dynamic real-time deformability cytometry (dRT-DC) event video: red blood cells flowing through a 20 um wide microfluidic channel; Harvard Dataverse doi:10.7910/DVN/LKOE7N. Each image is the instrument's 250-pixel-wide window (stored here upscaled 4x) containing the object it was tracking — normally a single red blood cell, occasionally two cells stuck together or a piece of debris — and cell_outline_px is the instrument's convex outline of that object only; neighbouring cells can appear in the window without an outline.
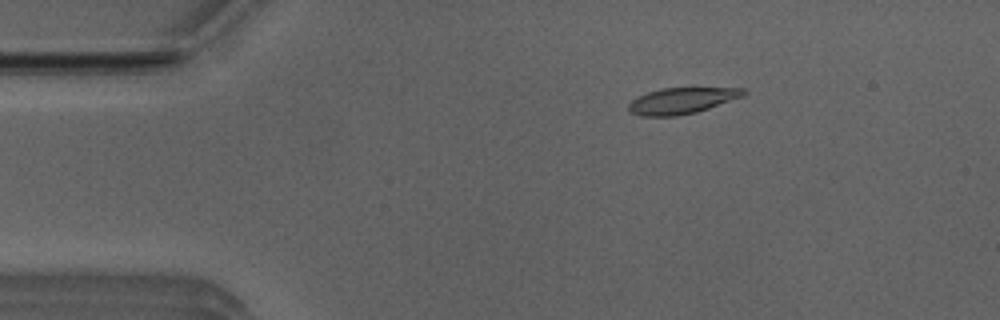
{"species": "Egyptian fruit bat (a non-hibernating species)", "species_latin": "Rousettus aegyptiacus", "temperature_condition": "room temperature", "stored_images_in_passage": 52, "camera_frame_rate_fps": 3000, "um_per_image_px": 0.085, "animal": {"sex": "male"}, "frame": {"image": 1, "passage_image": 9, "time_ms": 2.667, "image_size_px": [1000, 320], "cell_outline_px": [[748, 92], [744, 96], [696, 112], [676, 116], [640, 116], [628, 112], [628, 104], [636, 96], [660, 88], [744, 88]], "centroid_in_image_um": [57.92, 8.56], "position_along_channel_um": 27.1, "area_um2": 17.57}}
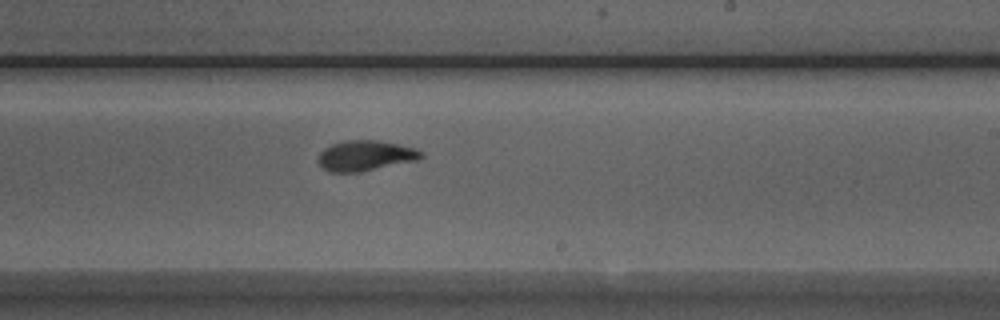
{"frame": {"image": 2, "passage_image": 31, "time_ms": 10.0, "image_size_px": [1000, 320], "cell_outline_px": [[424, 156], [416, 160], [360, 172], [328, 172], [320, 168], [316, 160], [320, 152], [324, 148], [332, 144], [348, 140], [376, 140], [416, 148], [424, 152]], "centroid_in_image_um": [31.01, 13.24], "position_along_channel_um": 258.0, "area_um2": 18.32}}
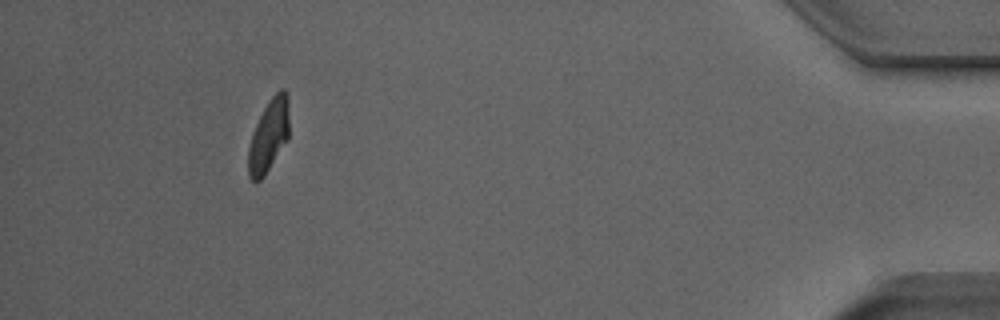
{"frame": {"image": 3, "passage_image": 48, "time_ms": 15.667, "image_size_px": [1000, 320], "cell_outline_px": [[288, 140], [264, 176], [260, 180], [252, 180], [248, 176], [248, 148], [252, 132], [268, 100], [280, 88], [284, 88], [288, 96]], "centroid_in_image_um": [22.84, 11.52], "position_along_channel_um": 412.4, "area_um2": 17.28}, "authors_computed_cell_mechanics": {"area_um2": 18.0625, "velocity_mm_per_s": 3.939, "shape_relaxation_time_tau1_ms": 4.2102, "shape_relaxation_time_tau2_ms": 1.5126, "deformation_change_tau1": 0.1816, "deformation_change_tau2": 0.0739}}